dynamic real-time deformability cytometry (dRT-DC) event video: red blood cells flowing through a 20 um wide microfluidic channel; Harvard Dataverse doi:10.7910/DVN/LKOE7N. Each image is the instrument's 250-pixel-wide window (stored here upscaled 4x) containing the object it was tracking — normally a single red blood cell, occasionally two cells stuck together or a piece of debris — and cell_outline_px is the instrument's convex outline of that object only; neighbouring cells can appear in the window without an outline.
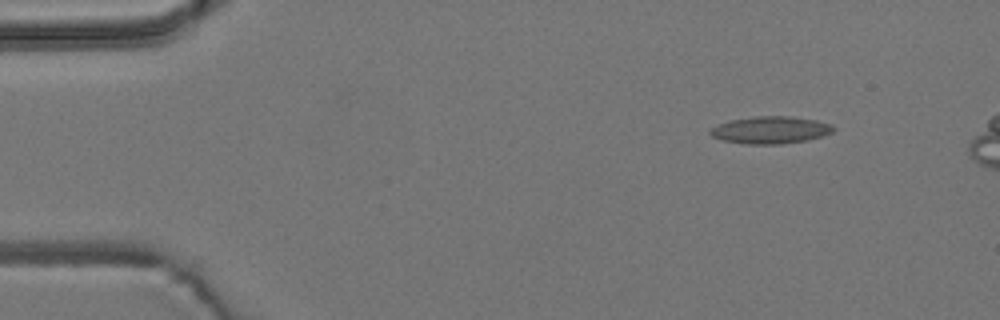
{"species": "common noctule bat (a hibernating species)", "species_latin": "Nyctalus noctula", "temperature_condition": "room temperature", "stored_images_in_passage": 6, "camera_frame_rate_fps": 3000, "um_per_image_px": 0.085, "animal": {"sex": "male", "body_mass_g": 19.2, "forearm_length_mm": 51.8}, "frame": {"image": 1, "passage_image": 1, "time_ms": 0.0, "image_size_px": [1000, 320], "cell_outline_px": [[836, 128], [832, 132], [824, 136], [808, 140], [780, 144], [744, 144], [720, 140], [712, 136], [708, 132], [712, 128], [720, 124], [732, 120], [756, 116], [792, 116], [816, 120], [832, 124]], "centroid_in_image_um": [65.53, 11.06], "position_along_channel_um": 19.5, "area_um2": 19.65}}
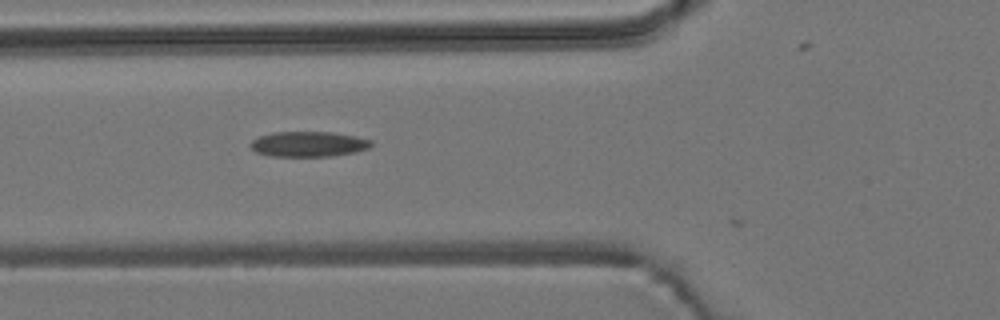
{"frame": {"image": 2, "passage_image": 5, "time_ms": 4.667, "image_size_px": [1000, 320], "cell_outline_px": [[372, 144], [368, 148], [356, 152], [332, 156], [268, 156], [256, 152], [248, 144], [252, 140], [260, 136], [272, 132], [332, 132], [372, 140]], "centroid_in_image_um": [26.19, 12.25], "position_along_channel_um": 99.6, "area_um2": 17.74}}